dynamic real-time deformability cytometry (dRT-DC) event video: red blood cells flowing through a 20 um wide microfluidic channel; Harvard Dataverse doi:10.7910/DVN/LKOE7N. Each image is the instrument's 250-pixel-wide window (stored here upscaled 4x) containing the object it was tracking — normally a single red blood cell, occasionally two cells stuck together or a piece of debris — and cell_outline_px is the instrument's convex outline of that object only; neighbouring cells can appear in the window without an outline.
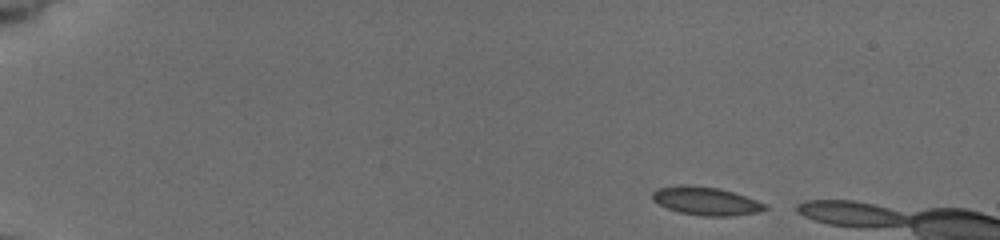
{"species": "common noctule bat (a hibernating species)", "species_latin": "Nyctalus noctula", "temperature_condition": "cold", "stored_images_in_passage": 8, "camera_frame_rate_fps": 3000, "um_per_image_px": 0.085, "animal": {"sex": "female", "body_mass_g": 19.5, "forearm_length_mm": 54.1}, "frame": {"image": 1, "passage_image": 1, "time_ms": 0.0, "image_size_px": [1000, 240], "cell_outline_px": [[768, 208], [756, 212], [732, 216], [700, 216], [680, 212], [668, 208], [652, 200], [652, 192], [660, 188], [716, 188], [732, 192], [756, 200], [764, 204]], "centroid_in_image_um": [60.05, 17.15], "position_along_channel_um": 25.0, "area_um2": 17.34}}